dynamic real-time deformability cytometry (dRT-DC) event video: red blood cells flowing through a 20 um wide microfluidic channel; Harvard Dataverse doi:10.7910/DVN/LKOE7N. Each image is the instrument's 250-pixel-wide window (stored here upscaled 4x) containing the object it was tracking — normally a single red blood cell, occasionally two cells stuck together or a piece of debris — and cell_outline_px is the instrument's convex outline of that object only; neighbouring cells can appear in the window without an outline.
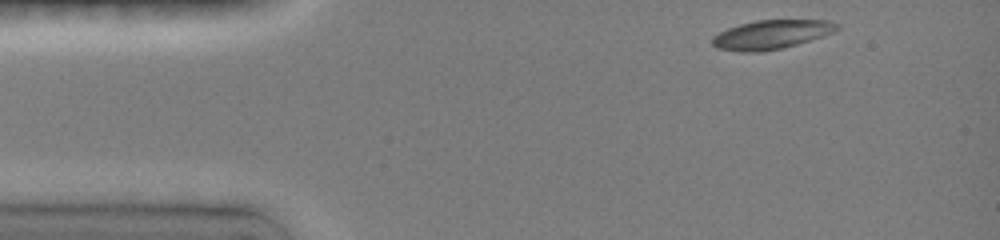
{"species": "common noctule bat (a hibernating species)", "species_latin": "Nyctalus noctula", "temperature_condition": "room temperature", "stored_images_in_passage": 6, "camera_frame_rate_fps": 3000, "um_per_image_px": 0.085, "animal": {"sex": "female", "body_mass_g": 19.0, "forearm_length_mm": 51.5}, "frame": {"image": 1, "passage_image": 1, "time_ms": 0.0, "image_size_px": [1000, 240], "cell_outline_px": [[840, 28], [832, 32], [796, 44], [780, 48], [760, 52], [740, 52], [716, 48], [712, 44], [712, 36], [728, 28], [740, 24], [756, 20], [824, 20], [840, 24]], "centroid_in_image_um": [65.52, 2.93], "position_along_channel_um": 19.5, "area_um2": 20.81}}
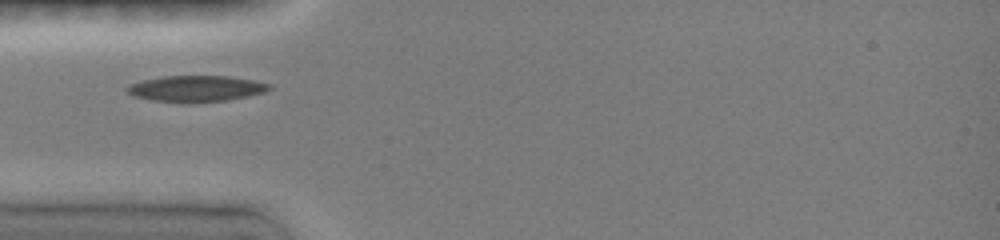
{"frame": {"image": 2, "passage_image": 5, "time_ms": 3.0, "image_size_px": [1000, 240], "cell_outline_px": [[272, 88], [264, 92], [224, 100], [152, 100], [136, 96], [128, 92], [124, 88], [132, 84], [144, 80], [164, 76], [228, 76], [252, 80], [272, 84]], "centroid_in_image_um": [16.7, 7.48], "position_along_channel_um": 68.3, "area_um2": 20.46}}